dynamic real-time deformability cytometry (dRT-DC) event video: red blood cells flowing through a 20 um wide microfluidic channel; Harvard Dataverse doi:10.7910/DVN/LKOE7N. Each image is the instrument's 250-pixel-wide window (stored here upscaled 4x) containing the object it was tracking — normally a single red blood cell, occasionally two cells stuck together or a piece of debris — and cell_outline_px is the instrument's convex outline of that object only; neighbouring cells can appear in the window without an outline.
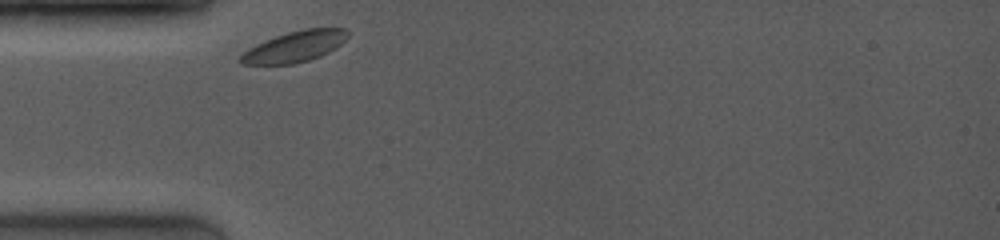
{"species": "common noctule bat (a hibernating species)", "species_latin": "Nyctalus noctula", "temperature_condition": "room temperature", "stored_images_in_passage": 7, "camera_frame_rate_fps": 4000, "um_per_image_px": 0.085, "animal": {"sex": "female", "body_mass_g": 19.0, "forearm_length_mm": 53.3}, "frame": {"image": 1, "passage_image": 1, "time_ms": 0.0, "image_size_px": [1000, 240], "cell_outline_px": [[348, 36], [336, 48], [320, 56], [308, 60], [292, 64], [240, 64], [236, 60], [248, 48], [256, 44], [276, 36], [288, 32], [304, 28], [348, 28]], "centroid_in_image_um": [25.04, 3.96], "position_along_channel_um": 60.0, "area_um2": 19.25}}
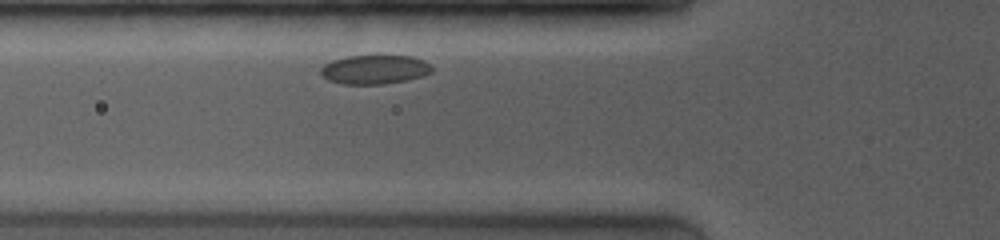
{"frame": {"image": 2, "passage_image": 4, "time_ms": 1.0, "image_size_px": [1000, 240], "cell_outline_px": [[432, 72], [420, 76], [404, 80], [384, 84], [344, 84], [328, 80], [320, 72], [320, 68], [324, 64], [332, 60], [348, 56], [376, 52], [412, 56], [424, 60], [432, 68]], "centroid_in_image_um": [31.83, 5.84], "position_along_channel_um": 94.0, "area_um2": 19.54}}